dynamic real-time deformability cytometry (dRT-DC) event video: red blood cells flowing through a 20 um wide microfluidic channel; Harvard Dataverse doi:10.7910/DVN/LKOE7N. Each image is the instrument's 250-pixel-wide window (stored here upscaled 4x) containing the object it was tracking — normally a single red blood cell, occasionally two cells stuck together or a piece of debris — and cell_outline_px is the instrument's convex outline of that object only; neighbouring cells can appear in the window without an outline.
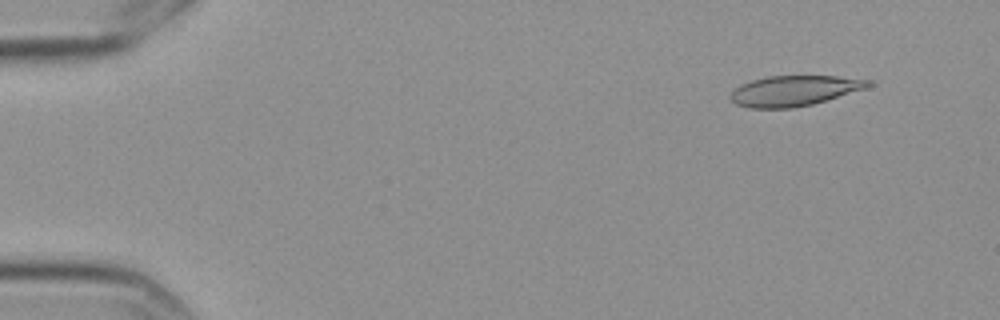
{"species": "Egyptian fruit bat (a non-hibernating species)", "species_latin": "Rousettus aegyptiacus", "temperature_condition": "cold", "stored_images_in_passage": 5, "camera_frame_rate_fps": 3000, "um_per_image_px": 0.085, "frame": {"image": 1, "passage_image": 2, "time_ms": 0.333, "image_size_px": [1000, 320], "cell_outline_px": [[876, 80], [872, 84], [864, 88], [812, 104], [792, 108], [748, 108], [736, 104], [728, 96], [740, 84], [764, 76], [836, 76]], "centroid_in_image_um": [67.48, 7.7], "position_along_channel_um": 17.5, "area_um2": 24.28}}